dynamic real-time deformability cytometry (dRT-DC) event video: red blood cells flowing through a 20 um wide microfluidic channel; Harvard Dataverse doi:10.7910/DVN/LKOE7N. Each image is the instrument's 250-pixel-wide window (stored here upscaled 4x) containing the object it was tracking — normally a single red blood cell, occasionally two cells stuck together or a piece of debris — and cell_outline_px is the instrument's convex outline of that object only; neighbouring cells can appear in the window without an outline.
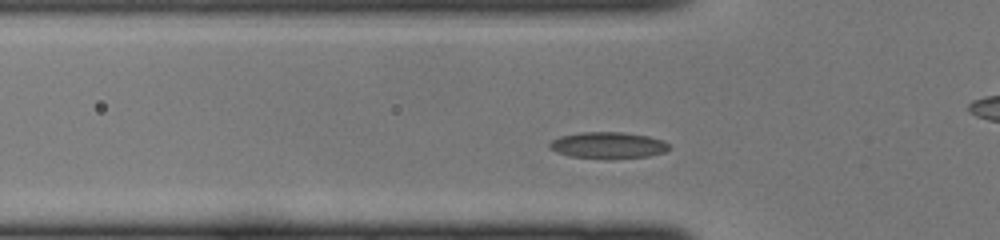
{"species": "common noctule bat (a hibernating species)", "species_latin": "Nyctalus noctula", "temperature_condition": "cold", "stored_images_in_passage": 32, "camera_frame_rate_fps": 3000, "um_per_image_px": 0.085, "animal": {"sex": "female", "body_mass_g": 22.0, "forearm_length_mm": 56.7}, "frame": {"image": 1, "passage_image": 6, "time_ms": 1.667, "image_size_px": [1000, 240], "cell_outline_px": [[672, 148], [664, 152], [648, 156], [608, 160], [568, 156], [556, 152], [548, 148], [548, 144], [552, 140], [560, 136], [580, 132], [624, 132], [648, 136], [664, 140]], "centroid_in_image_um": [51.67, 12.36], "position_along_channel_um": 74.1, "area_um2": 18.9}}
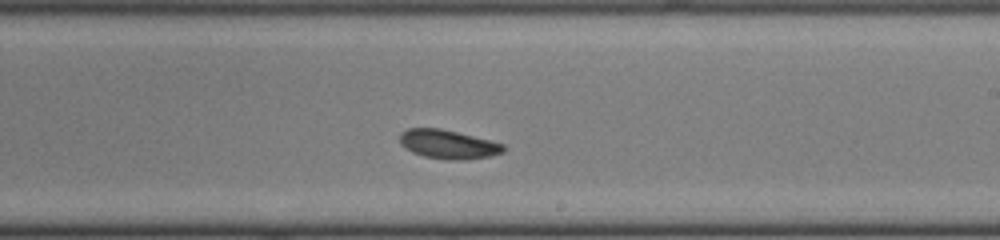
{"frame": {"image": 2, "passage_image": 18, "time_ms": 5.667, "image_size_px": [1000, 240], "cell_outline_px": [[504, 152], [492, 156], [464, 160], [448, 160], [424, 156], [412, 152], [400, 144], [400, 132], [408, 128], [440, 128], [504, 144]], "centroid_in_image_um": [38.07, 12.27], "position_along_channel_um": 250.9, "area_um2": 17.4}}
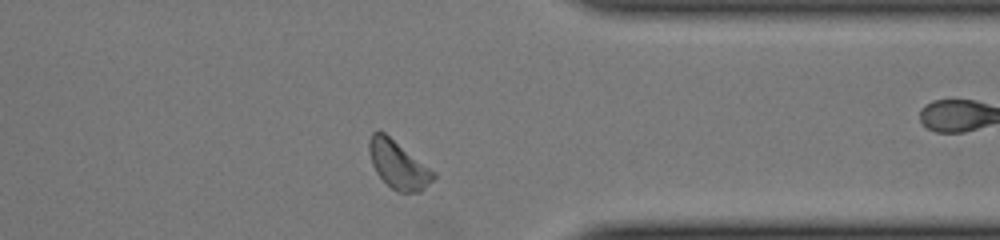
{"frame": {"image": 3, "passage_image": 27, "time_ms": 8.667, "image_size_px": [1000, 240], "cell_outline_px": [[436, 176], [420, 192], [396, 192], [376, 172], [372, 164], [368, 152], [368, 140], [372, 132], [384, 132], [436, 172]], "centroid_in_image_um": [33.84, 13.99], "position_along_channel_um": 377.6, "area_um2": 17.8}}